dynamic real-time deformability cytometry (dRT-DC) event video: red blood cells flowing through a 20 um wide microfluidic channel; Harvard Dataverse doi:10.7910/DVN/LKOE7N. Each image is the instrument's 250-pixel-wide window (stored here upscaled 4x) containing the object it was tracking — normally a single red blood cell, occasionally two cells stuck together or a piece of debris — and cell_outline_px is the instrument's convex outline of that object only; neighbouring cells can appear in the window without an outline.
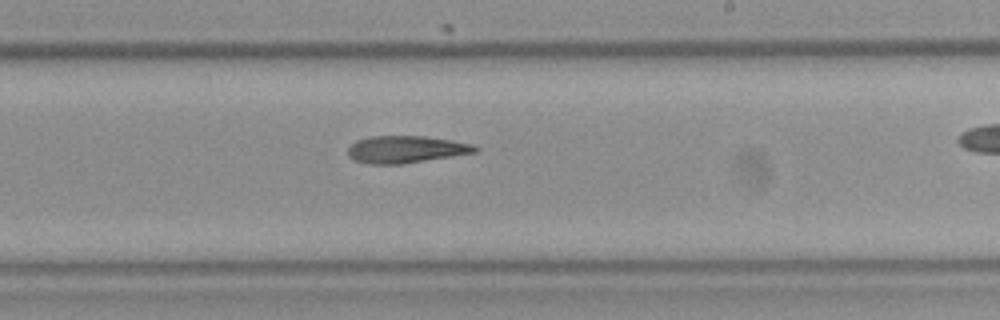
{"species": "Egyptian fruit bat (a non-hibernating species)", "species_latin": "Rousettus aegyptiacus", "temperature_condition": "room temperature", "stored_images_in_passage": 18, "camera_frame_rate_fps": 3000, "um_per_image_px": 0.085, "frame": {"image": 1, "passage_image": 11, "time_ms": 3.333, "image_size_px": [1000, 320], "cell_outline_px": [[480, 148], [476, 152], [404, 164], [368, 164], [352, 160], [348, 156], [348, 148], [356, 140], [372, 136], [424, 136], [452, 140], [472, 144]], "centroid_in_image_um": [34.48, 12.7], "position_along_channel_um": 254.5, "area_um2": 20.23}}
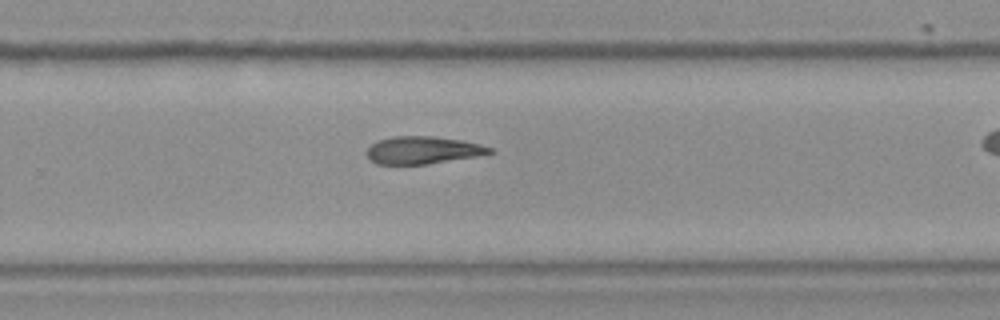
{"frame": {"image": 2, "passage_image": 13, "time_ms": 4.0, "image_size_px": [1000, 320], "cell_outline_px": [[496, 152], [476, 156], [428, 164], [376, 164], [368, 156], [368, 148], [372, 144], [380, 140], [396, 136], [432, 136], [460, 140], [480, 144], [492, 148]], "centroid_in_image_um": [35.98, 12.76], "position_along_channel_um": 293.8, "area_um2": 19.42}}